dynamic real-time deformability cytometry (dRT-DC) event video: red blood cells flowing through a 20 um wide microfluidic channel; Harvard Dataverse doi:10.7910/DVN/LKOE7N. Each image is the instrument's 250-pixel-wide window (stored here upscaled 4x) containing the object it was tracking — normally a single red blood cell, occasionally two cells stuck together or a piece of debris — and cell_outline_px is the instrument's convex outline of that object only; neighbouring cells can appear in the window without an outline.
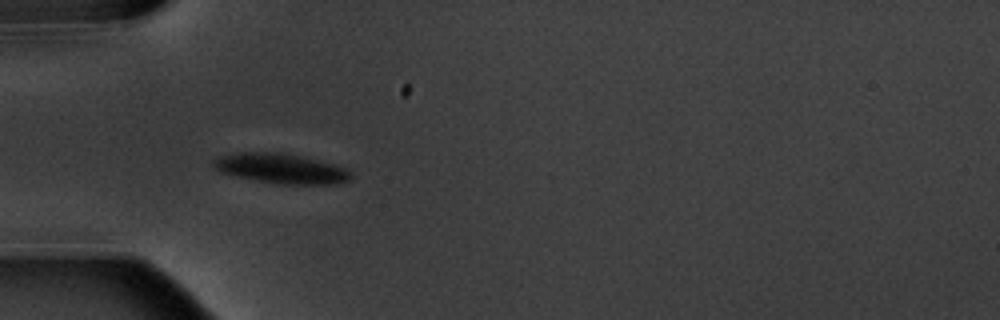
{"species": "common noctule bat (a hibernating species)", "species_latin": "Nyctalus noctula", "temperature_condition": "warm", "stored_images_in_passage": 2, "camera_frame_rate_fps": 3000, "um_per_image_px": 0.085, "animal": {"sex": "male", "body_mass_g": 20.1, "forearm_length_mm": 53.5}, "frame": {"image": 1, "passage_image": 1, "time_ms": 0.0, "image_size_px": [1000, 320], "cell_outline_px": [[352, 176], [348, 180], [336, 184], [276, 184], [252, 180], [220, 172], [212, 164], [212, 160], [220, 156], [240, 152], [280, 152], [304, 156], [332, 164], [344, 168]], "centroid_in_image_um": [23.84, 14.32], "position_along_channel_um": 61.2, "area_um2": 23.93}}